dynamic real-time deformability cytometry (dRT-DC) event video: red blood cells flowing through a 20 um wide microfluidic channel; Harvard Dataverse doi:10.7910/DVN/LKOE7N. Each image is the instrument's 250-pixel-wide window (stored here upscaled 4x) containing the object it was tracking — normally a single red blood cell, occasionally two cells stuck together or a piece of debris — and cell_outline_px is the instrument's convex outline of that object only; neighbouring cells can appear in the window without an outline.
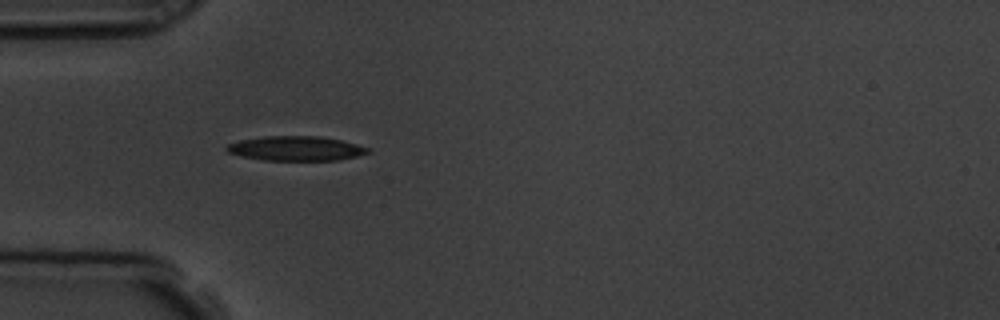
{"species": "common noctule bat (a hibernating species)", "species_latin": "Nyctalus noctula", "temperature_condition": "room temperature", "stored_images_in_passage": 38, "camera_frame_rate_fps": 3000, "um_per_image_px": 0.085, "animal": {"sex": "male", "body_mass_g": 19.5, "forearm_length_mm": 54.6}, "frame": {"image": 1, "passage_image": 1, "time_ms": 0.0, "image_size_px": [1000, 320], "cell_outline_px": [[372, 152], [356, 156], [336, 160], [264, 160], [240, 156], [228, 152], [224, 148], [228, 144], [240, 140], [264, 136], [320, 136], [340, 140], [356, 144], [368, 148]], "centroid_in_image_um": [25.13, 12.61], "position_along_channel_um": 59.9, "area_um2": 20.11}}
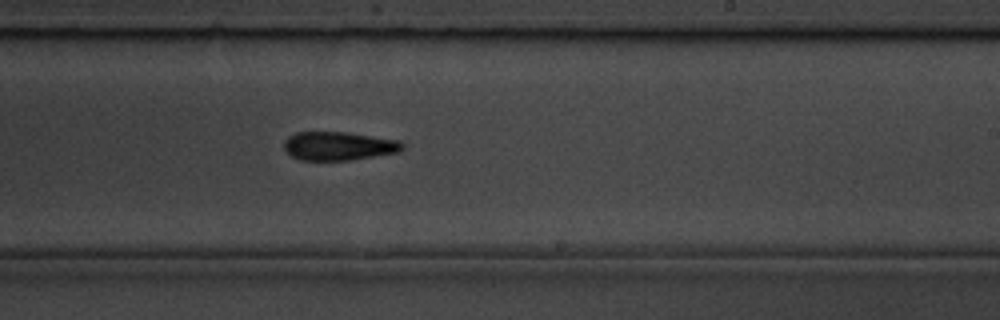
{"frame": {"image": 2, "passage_image": 17, "time_ms": 5.333, "image_size_px": [1000, 320], "cell_outline_px": [[404, 148], [396, 152], [352, 160], [300, 160], [292, 156], [284, 148], [284, 140], [288, 136], [296, 132], [348, 132], [400, 140], [404, 144]], "centroid_in_image_um": [28.78, 12.4], "position_along_channel_um": 260.2, "area_um2": 19.77}}
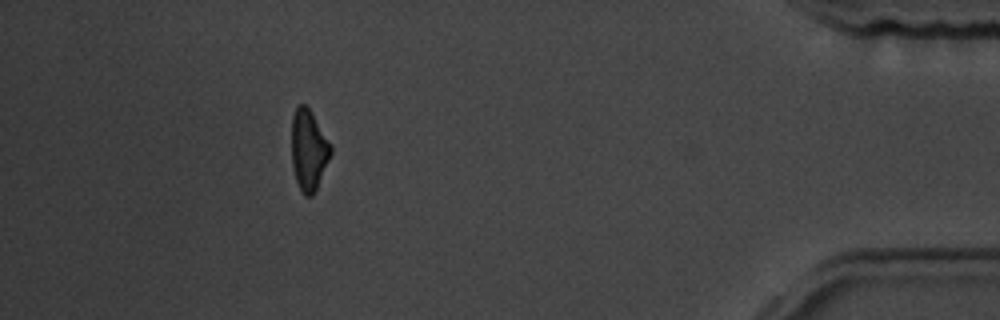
{"frame": {"image": 3, "passage_image": 33, "time_ms": 10.667, "image_size_px": [1000, 320], "cell_outline_px": [[332, 152], [316, 188], [312, 196], [304, 196], [296, 180], [292, 168], [292, 116], [296, 108], [300, 104], [304, 104], [312, 112], [332, 144]], "centroid_in_image_um": [26.24, 12.73], "position_along_channel_um": 409.0, "area_um2": 18.38}, "authors_computed_cell_mechanics": {"area_um2": 19.7387, "velocity_mm_per_s": 3.8242, "shape_relaxation_time_tau1_ms": 4.687, "shape_relaxation_time_tau2_ms": 10.3239, "deformation_change_tau1": 0.14, "deformation_change_tau2": 0.2347}}